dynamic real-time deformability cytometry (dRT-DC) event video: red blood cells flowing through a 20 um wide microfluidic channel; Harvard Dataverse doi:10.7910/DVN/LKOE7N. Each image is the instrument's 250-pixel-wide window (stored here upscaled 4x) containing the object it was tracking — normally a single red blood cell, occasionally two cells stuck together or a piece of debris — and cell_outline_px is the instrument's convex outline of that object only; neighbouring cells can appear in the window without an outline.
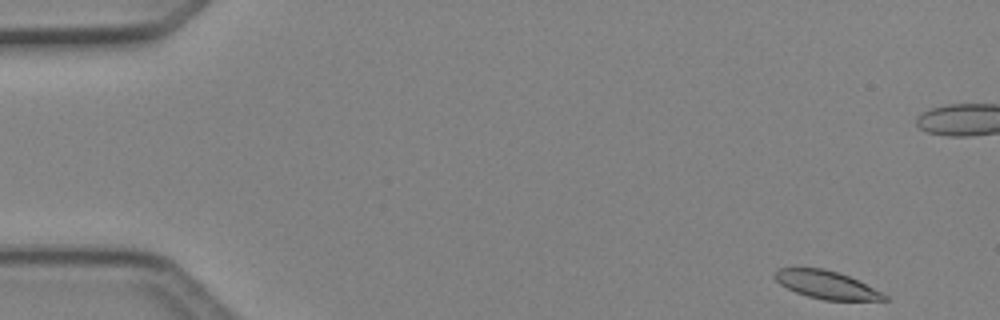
{"species": "Egyptian fruit bat (a non-hibernating species)", "species_latin": "Rousettus aegyptiacus", "temperature_condition": "cold", "stored_images_in_passage": 48, "camera_frame_rate_fps": 3000, "um_per_image_px": 0.085, "animal": {"sex": "female"}, "frame": {"image": 1, "passage_image": 1, "time_ms": 0.0, "image_size_px": [1000, 320], "cell_outline_px": [[888, 300], [824, 300], [808, 296], [796, 292], [780, 284], [772, 276], [780, 268], [824, 268], [848, 276], [884, 292], [888, 296]], "centroid_in_image_um": [70.27, 24.21], "position_along_channel_um": 14.7, "area_um2": 17.69}}
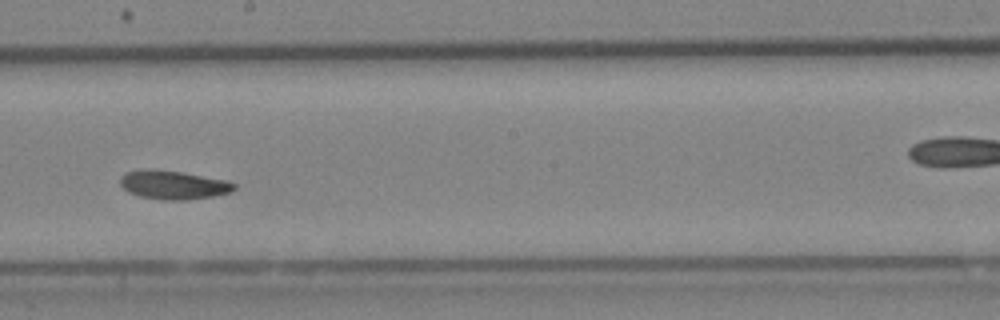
{"frame": {"image": 2, "passage_image": 26, "time_ms": 8.333, "image_size_px": [1000, 320], "cell_outline_px": [[236, 188], [232, 192], [212, 196], [188, 200], [164, 200], [140, 196], [128, 192], [120, 184], [120, 176], [124, 172], [144, 168], [148, 168], [180, 172], [224, 180], [236, 184]], "centroid_in_image_um": [14.69, 15.71], "position_along_channel_um": 233.5, "area_um2": 19.07}}
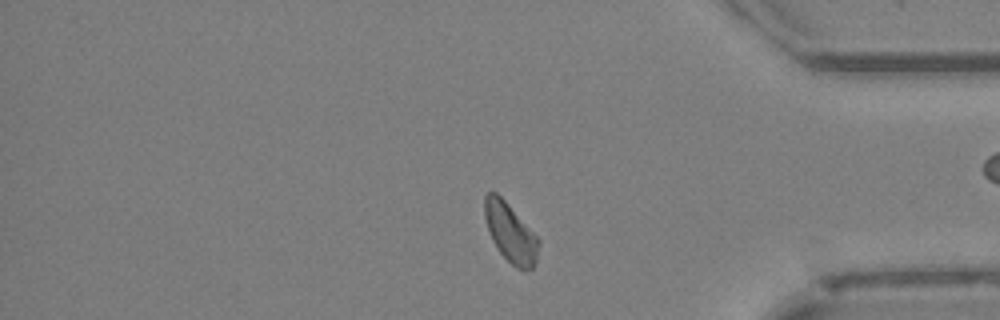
{"frame": {"image": 3, "passage_image": 39, "time_ms": 12.667, "image_size_px": [1000, 320], "cell_outline_px": [[540, 244], [536, 260], [532, 268], [516, 268], [496, 248], [492, 240], [484, 216], [484, 196], [488, 192], [496, 192], [504, 200], [540, 240]], "centroid_in_image_um": [43.37, 19.77], "position_along_channel_um": 391.8, "area_um2": 18.15}, "authors_computed_cell_mechanics": {"area_um2": 18.8139, "velocity_mm_per_s": 4.1187, "shape_relaxation_time_tau1_ms": 4.7555, "shape_relaxation_time_tau2_ms": 4.3638, "deformation_change_tau1": 0.1113, "deformation_change_tau2": 0.0989}}